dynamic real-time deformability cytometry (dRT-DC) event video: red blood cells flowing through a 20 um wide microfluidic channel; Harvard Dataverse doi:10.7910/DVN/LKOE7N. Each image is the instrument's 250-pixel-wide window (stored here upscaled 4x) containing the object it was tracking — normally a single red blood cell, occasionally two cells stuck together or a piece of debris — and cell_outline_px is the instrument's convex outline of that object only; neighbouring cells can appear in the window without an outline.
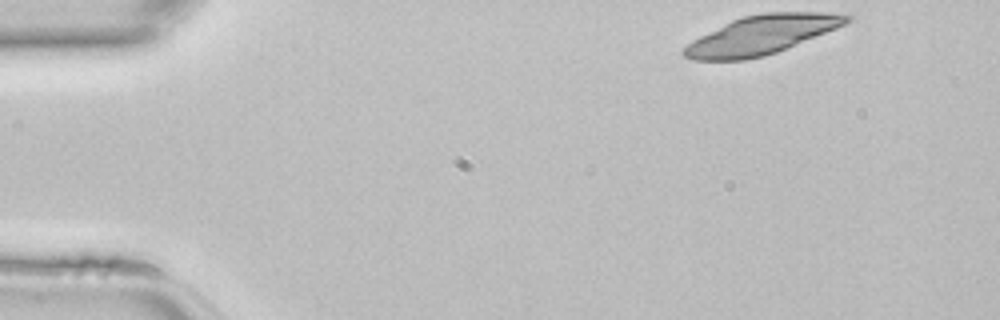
{"species": "common noctule bat (a hibernating species)", "species_latin": "Nyctalus noctula", "temperature_condition": "room temperature", "stored_images_in_passage": 41, "camera_frame_rate_fps": 3000, "um_per_image_px": 0.085, "animal": {"sex": "female", "body_mass_g": 22.7, "forearm_length_mm": 54.2}, "frame": {"image": 1, "passage_image": 1, "time_ms": 0.0, "image_size_px": [1000, 320], "cell_outline_px": [[852, 20], [836, 28], [776, 52], [764, 56], [744, 60], [692, 60], [684, 56], [680, 52], [692, 40], [732, 20], [744, 16], [764, 12], [828, 12], [852, 16]], "centroid_in_image_um": [64.71, 2.97], "position_along_channel_um": 20.3, "area_um2": 36.41}}